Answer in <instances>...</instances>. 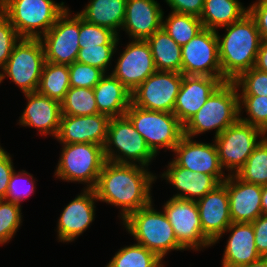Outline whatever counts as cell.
<instances>
[{"label":"cell","instance_id":"cell-1","mask_svg":"<svg viewBox=\"0 0 267 267\" xmlns=\"http://www.w3.org/2000/svg\"><path fill=\"white\" fill-rule=\"evenodd\" d=\"M156 179L147 167L106 161L94 191L98 201L119 207L124 221L153 201L151 188Z\"/></svg>","mask_w":267,"mask_h":267},{"label":"cell","instance_id":"cell-2","mask_svg":"<svg viewBox=\"0 0 267 267\" xmlns=\"http://www.w3.org/2000/svg\"><path fill=\"white\" fill-rule=\"evenodd\" d=\"M222 28L227 32L223 36L218 35L216 30L222 82L234 81L241 73L254 67L262 38L249 13Z\"/></svg>","mask_w":267,"mask_h":267},{"label":"cell","instance_id":"cell-3","mask_svg":"<svg viewBox=\"0 0 267 267\" xmlns=\"http://www.w3.org/2000/svg\"><path fill=\"white\" fill-rule=\"evenodd\" d=\"M239 119V93L233 81L222 82L205 104L183 126V135L190 138L215 130L219 136Z\"/></svg>","mask_w":267,"mask_h":267},{"label":"cell","instance_id":"cell-4","mask_svg":"<svg viewBox=\"0 0 267 267\" xmlns=\"http://www.w3.org/2000/svg\"><path fill=\"white\" fill-rule=\"evenodd\" d=\"M126 231L140 244L154 252L161 260L173 250H185L163 211L153 207V201L131 213L124 221Z\"/></svg>","mask_w":267,"mask_h":267},{"label":"cell","instance_id":"cell-5","mask_svg":"<svg viewBox=\"0 0 267 267\" xmlns=\"http://www.w3.org/2000/svg\"><path fill=\"white\" fill-rule=\"evenodd\" d=\"M53 0H0V11L21 38H40L67 10Z\"/></svg>","mask_w":267,"mask_h":267},{"label":"cell","instance_id":"cell-6","mask_svg":"<svg viewBox=\"0 0 267 267\" xmlns=\"http://www.w3.org/2000/svg\"><path fill=\"white\" fill-rule=\"evenodd\" d=\"M54 175L67 182H79L94 189L106 162L104 146L95 143L63 144Z\"/></svg>","mask_w":267,"mask_h":267},{"label":"cell","instance_id":"cell-7","mask_svg":"<svg viewBox=\"0 0 267 267\" xmlns=\"http://www.w3.org/2000/svg\"><path fill=\"white\" fill-rule=\"evenodd\" d=\"M104 155L109 162L147 168L156 157L126 115L110 118Z\"/></svg>","mask_w":267,"mask_h":267},{"label":"cell","instance_id":"cell-8","mask_svg":"<svg viewBox=\"0 0 267 267\" xmlns=\"http://www.w3.org/2000/svg\"><path fill=\"white\" fill-rule=\"evenodd\" d=\"M125 115L155 156L163 148L173 152L183 136V125L173 113L147 110L131 103Z\"/></svg>","mask_w":267,"mask_h":267},{"label":"cell","instance_id":"cell-9","mask_svg":"<svg viewBox=\"0 0 267 267\" xmlns=\"http://www.w3.org/2000/svg\"><path fill=\"white\" fill-rule=\"evenodd\" d=\"M45 63L43 45L39 38H21L0 72V84L10 78L23 94L37 92Z\"/></svg>","mask_w":267,"mask_h":267},{"label":"cell","instance_id":"cell-10","mask_svg":"<svg viewBox=\"0 0 267 267\" xmlns=\"http://www.w3.org/2000/svg\"><path fill=\"white\" fill-rule=\"evenodd\" d=\"M266 133L251 124L238 119L219 136L214 137L219 160L228 175H235L248 160ZM258 137L260 138L258 140ZM262 137V138H261Z\"/></svg>","mask_w":267,"mask_h":267},{"label":"cell","instance_id":"cell-11","mask_svg":"<svg viewBox=\"0 0 267 267\" xmlns=\"http://www.w3.org/2000/svg\"><path fill=\"white\" fill-rule=\"evenodd\" d=\"M163 212L170 222L178 243L185 250L201 251L213 246L203 234L196 201L171 197L163 205Z\"/></svg>","mask_w":267,"mask_h":267},{"label":"cell","instance_id":"cell-12","mask_svg":"<svg viewBox=\"0 0 267 267\" xmlns=\"http://www.w3.org/2000/svg\"><path fill=\"white\" fill-rule=\"evenodd\" d=\"M183 74L156 71L131 92L132 104L143 109L173 113Z\"/></svg>","mask_w":267,"mask_h":267},{"label":"cell","instance_id":"cell-13","mask_svg":"<svg viewBox=\"0 0 267 267\" xmlns=\"http://www.w3.org/2000/svg\"><path fill=\"white\" fill-rule=\"evenodd\" d=\"M67 10L39 39L43 45L45 61L55 64H73L79 53V15ZM71 17V18H70Z\"/></svg>","mask_w":267,"mask_h":267},{"label":"cell","instance_id":"cell-14","mask_svg":"<svg viewBox=\"0 0 267 267\" xmlns=\"http://www.w3.org/2000/svg\"><path fill=\"white\" fill-rule=\"evenodd\" d=\"M181 50V73L183 75L209 76L222 81L216 31L202 29L187 44L183 45Z\"/></svg>","mask_w":267,"mask_h":267},{"label":"cell","instance_id":"cell-15","mask_svg":"<svg viewBox=\"0 0 267 267\" xmlns=\"http://www.w3.org/2000/svg\"><path fill=\"white\" fill-rule=\"evenodd\" d=\"M121 52L112 75L131 92L157 71L146 40H132Z\"/></svg>","mask_w":267,"mask_h":267},{"label":"cell","instance_id":"cell-16","mask_svg":"<svg viewBox=\"0 0 267 267\" xmlns=\"http://www.w3.org/2000/svg\"><path fill=\"white\" fill-rule=\"evenodd\" d=\"M173 152L176 157L172 160L179 167L214 176L220 183L228 177L221 166L215 143L197 142L183 135Z\"/></svg>","mask_w":267,"mask_h":267},{"label":"cell","instance_id":"cell-17","mask_svg":"<svg viewBox=\"0 0 267 267\" xmlns=\"http://www.w3.org/2000/svg\"><path fill=\"white\" fill-rule=\"evenodd\" d=\"M97 200L94 189L84 188L83 192L64 207L57 221L59 242H72L88 229L95 218Z\"/></svg>","mask_w":267,"mask_h":267},{"label":"cell","instance_id":"cell-18","mask_svg":"<svg viewBox=\"0 0 267 267\" xmlns=\"http://www.w3.org/2000/svg\"><path fill=\"white\" fill-rule=\"evenodd\" d=\"M196 203L203 234L215 245L232 223L226 185L221 183Z\"/></svg>","mask_w":267,"mask_h":267},{"label":"cell","instance_id":"cell-19","mask_svg":"<svg viewBox=\"0 0 267 267\" xmlns=\"http://www.w3.org/2000/svg\"><path fill=\"white\" fill-rule=\"evenodd\" d=\"M110 118L103 114L62 115L57 139L60 144L95 143L105 146Z\"/></svg>","mask_w":267,"mask_h":267},{"label":"cell","instance_id":"cell-20","mask_svg":"<svg viewBox=\"0 0 267 267\" xmlns=\"http://www.w3.org/2000/svg\"><path fill=\"white\" fill-rule=\"evenodd\" d=\"M223 183L229 196L232 223H252L262 215V185L243 181L236 174L228 175Z\"/></svg>","mask_w":267,"mask_h":267},{"label":"cell","instance_id":"cell-21","mask_svg":"<svg viewBox=\"0 0 267 267\" xmlns=\"http://www.w3.org/2000/svg\"><path fill=\"white\" fill-rule=\"evenodd\" d=\"M26 108L19 117V125L35 128L40 135L56 138L62 116L61 103L38 92L25 93Z\"/></svg>","mask_w":267,"mask_h":267},{"label":"cell","instance_id":"cell-22","mask_svg":"<svg viewBox=\"0 0 267 267\" xmlns=\"http://www.w3.org/2000/svg\"><path fill=\"white\" fill-rule=\"evenodd\" d=\"M221 83L222 81L219 78L183 75V81L173 110V114L183 126L199 111Z\"/></svg>","mask_w":267,"mask_h":267},{"label":"cell","instance_id":"cell-23","mask_svg":"<svg viewBox=\"0 0 267 267\" xmlns=\"http://www.w3.org/2000/svg\"><path fill=\"white\" fill-rule=\"evenodd\" d=\"M164 12L156 0H127L123 26L132 40H147L162 28Z\"/></svg>","mask_w":267,"mask_h":267},{"label":"cell","instance_id":"cell-24","mask_svg":"<svg viewBox=\"0 0 267 267\" xmlns=\"http://www.w3.org/2000/svg\"><path fill=\"white\" fill-rule=\"evenodd\" d=\"M161 178L179 191L172 197L193 201L203 198L221 184L214 176L179 167L173 160L169 162Z\"/></svg>","mask_w":267,"mask_h":267},{"label":"cell","instance_id":"cell-25","mask_svg":"<svg viewBox=\"0 0 267 267\" xmlns=\"http://www.w3.org/2000/svg\"><path fill=\"white\" fill-rule=\"evenodd\" d=\"M229 232L222 258V267H237L259 260L262 256L255 245L252 223H231L225 230Z\"/></svg>","mask_w":267,"mask_h":267},{"label":"cell","instance_id":"cell-26","mask_svg":"<svg viewBox=\"0 0 267 267\" xmlns=\"http://www.w3.org/2000/svg\"><path fill=\"white\" fill-rule=\"evenodd\" d=\"M107 74L93 88L99 114L109 118L124 116L132 103L131 91L111 73Z\"/></svg>","mask_w":267,"mask_h":267},{"label":"cell","instance_id":"cell-27","mask_svg":"<svg viewBox=\"0 0 267 267\" xmlns=\"http://www.w3.org/2000/svg\"><path fill=\"white\" fill-rule=\"evenodd\" d=\"M126 3L127 0H90L77 14L85 21L108 28L118 35L125 19Z\"/></svg>","mask_w":267,"mask_h":267},{"label":"cell","instance_id":"cell-28","mask_svg":"<svg viewBox=\"0 0 267 267\" xmlns=\"http://www.w3.org/2000/svg\"><path fill=\"white\" fill-rule=\"evenodd\" d=\"M248 13L239 0H204L200 15L203 28L216 31L239 21Z\"/></svg>","mask_w":267,"mask_h":267},{"label":"cell","instance_id":"cell-29","mask_svg":"<svg viewBox=\"0 0 267 267\" xmlns=\"http://www.w3.org/2000/svg\"><path fill=\"white\" fill-rule=\"evenodd\" d=\"M146 41L150 45L157 71H175L181 73V46L163 28L156 31Z\"/></svg>","mask_w":267,"mask_h":267},{"label":"cell","instance_id":"cell-30","mask_svg":"<svg viewBox=\"0 0 267 267\" xmlns=\"http://www.w3.org/2000/svg\"><path fill=\"white\" fill-rule=\"evenodd\" d=\"M69 88V65L45 61L37 92L61 102Z\"/></svg>","mask_w":267,"mask_h":267},{"label":"cell","instance_id":"cell-31","mask_svg":"<svg viewBox=\"0 0 267 267\" xmlns=\"http://www.w3.org/2000/svg\"><path fill=\"white\" fill-rule=\"evenodd\" d=\"M162 28L181 47L204 29L199 17L173 11L162 17Z\"/></svg>","mask_w":267,"mask_h":267},{"label":"cell","instance_id":"cell-32","mask_svg":"<svg viewBox=\"0 0 267 267\" xmlns=\"http://www.w3.org/2000/svg\"><path fill=\"white\" fill-rule=\"evenodd\" d=\"M162 261L154 252L134 243L119 249L106 267H164Z\"/></svg>","mask_w":267,"mask_h":267},{"label":"cell","instance_id":"cell-33","mask_svg":"<svg viewBox=\"0 0 267 267\" xmlns=\"http://www.w3.org/2000/svg\"><path fill=\"white\" fill-rule=\"evenodd\" d=\"M60 103L62 115L86 116L99 113L93 88L70 87Z\"/></svg>","mask_w":267,"mask_h":267},{"label":"cell","instance_id":"cell-34","mask_svg":"<svg viewBox=\"0 0 267 267\" xmlns=\"http://www.w3.org/2000/svg\"><path fill=\"white\" fill-rule=\"evenodd\" d=\"M236 175L249 183L267 184V136L256 146Z\"/></svg>","mask_w":267,"mask_h":267},{"label":"cell","instance_id":"cell-35","mask_svg":"<svg viewBox=\"0 0 267 267\" xmlns=\"http://www.w3.org/2000/svg\"><path fill=\"white\" fill-rule=\"evenodd\" d=\"M248 117H241L243 108ZM239 119L267 132V96H239Z\"/></svg>","mask_w":267,"mask_h":267},{"label":"cell","instance_id":"cell-36","mask_svg":"<svg viewBox=\"0 0 267 267\" xmlns=\"http://www.w3.org/2000/svg\"><path fill=\"white\" fill-rule=\"evenodd\" d=\"M21 205L0 199V245L8 243L22 225Z\"/></svg>","mask_w":267,"mask_h":267},{"label":"cell","instance_id":"cell-37","mask_svg":"<svg viewBox=\"0 0 267 267\" xmlns=\"http://www.w3.org/2000/svg\"><path fill=\"white\" fill-rule=\"evenodd\" d=\"M119 36L112 30L91 24L79 16V47L119 44Z\"/></svg>","mask_w":267,"mask_h":267},{"label":"cell","instance_id":"cell-38","mask_svg":"<svg viewBox=\"0 0 267 267\" xmlns=\"http://www.w3.org/2000/svg\"><path fill=\"white\" fill-rule=\"evenodd\" d=\"M117 46V44L84 46L79 49L76 61L101 69L106 74L113 55L117 52Z\"/></svg>","mask_w":267,"mask_h":267},{"label":"cell","instance_id":"cell-39","mask_svg":"<svg viewBox=\"0 0 267 267\" xmlns=\"http://www.w3.org/2000/svg\"><path fill=\"white\" fill-rule=\"evenodd\" d=\"M233 82L241 93L239 96H267V72L252 67L241 73Z\"/></svg>","mask_w":267,"mask_h":267},{"label":"cell","instance_id":"cell-40","mask_svg":"<svg viewBox=\"0 0 267 267\" xmlns=\"http://www.w3.org/2000/svg\"><path fill=\"white\" fill-rule=\"evenodd\" d=\"M35 189V180L32 174L25 170L14 172L11 175L5 199L21 205L22 200L29 197Z\"/></svg>","mask_w":267,"mask_h":267},{"label":"cell","instance_id":"cell-41","mask_svg":"<svg viewBox=\"0 0 267 267\" xmlns=\"http://www.w3.org/2000/svg\"><path fill=\"white\" fill-rule=\"evenodd\" d=\"M105 73L96 67L75 61L69 65L70 87L94 88Z\"/></svg>","mask_w":267,"mask_h":267},{"label":"cell","instance_id":"cell-42","mask_svg":"<svg viewBox=\"0 0 267 267\" xmlns=\"http://www.w3.org/2000/svg\"><path fill=\"white\" fill-rule=\"evenodd\" d=\"M21 39L9 19L0 11V68L8 61L14 45Z\"/></svg>","mask_w":267,"mask_h":267},{"label":"cell","instance_id":"cell-43","mask_svg":"<svg viewBox=\"0 0 267 267\" xmlns=\"http://www.w3.org/2000/svg\"><path fill=\"white\" fill-rule=\"evenodd\" d=\"M12 157L0 145V199H5L9 181L14 172Z\"/></svg>","mask_w":267,"mask_h":267},{"label":"cell","instance_id":"cell-44","mask_svg":"<svg viewBox=\"0 0 267 267\" xmlns=\"http://www.w3.org/2000/svg\"><path fill=\"white\" fill-rule=\"evenodd\" d=\"M249 15L255 20L262 40L267 41V0H258L248 7Z\"/></svg>","mask_w":267,"mask_h":267},{"label":"cell","instance_id":"cell-45","mask_svg":"<svg viewBox=\"0 0 267 267\" xmlns=\"http://www.w3.org/2000/svg\"><path fill=\"white\" fill-rule=\"evenodd\" d=\"M173 12L200 17L204 0H165Z\"/></svg>","mask_w":267,"mask_h":267},{"label":"cell","instance_id":"cell-46","mask_svg":"<svg viewBox=\"0 0 267 267\" xmlns=\"http://www.w3.org/2000/svg\"><path fill=\"white\" fill-rule=\"evenodd\" d=\"M252 225L257 251L262 257H267V214L260 215Z\"/></svg>","mask_w":267,"mask_h":267},{"label":"cell","instance_id":"cell-47","mask_svg":"<svg viewBox=\"0 0 267 267\" xmlns=\"http://www.w3.org/2000/svg\"><path fill=\"white\" fill-rule=\"evenodd\" d=\"M254 68L267 72V41L262 40L258 54L256 56V61Z\"/></svg>","mask_w":267,"mask_h":267},{"label":"cell","instance_id":"cell-48","mask_svg":"<svg viewBox=\"0 0 267 267\" xmlns=\"http://www.w3.org/2000/svg\"><path fill=\"white\" fill-rule=\"evenodd\" d=\"M237 267H267V257H261L259 260L255 262H251L246 265H241Z\"/></svg>","mask_w":267,"mask_h":267},{"label":"cell","instance_id":"cell-49","mask_svg":"<svg viewBox=\"0 0 267 267\" xmlns=\"http://www.w3.org/2000/svg\"><path fill=\"white\" fill-rule=\"evenodd\" d=\"M262 214H267V184L262 185Z\"/></svg>","mask_w":267,"mask_h":267}]
</instances>
